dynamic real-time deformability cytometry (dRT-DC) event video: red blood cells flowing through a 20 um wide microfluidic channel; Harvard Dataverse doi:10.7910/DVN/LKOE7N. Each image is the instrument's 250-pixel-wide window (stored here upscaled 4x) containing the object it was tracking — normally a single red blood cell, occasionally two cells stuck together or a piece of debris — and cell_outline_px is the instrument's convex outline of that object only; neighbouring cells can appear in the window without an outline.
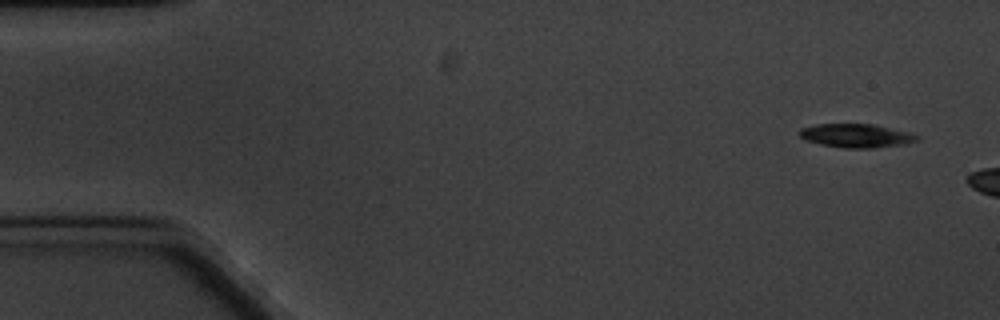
{"species": "common noctule bat (a hibernating species)", "species_latin": "Nyctalus noctula", "temperature_condition": "cold", "stored_images_in_passage": 3, "camera_frame_rate_fps": 3000, "um_per_image_px": 0.085, "animal": {"sex": "male", "body_mass_g": 20.1, "forearm_length_mm": 53.5}, "frame": {"image": 1, "passage_image": 1, "time_ms": 0.0, "image_size_px": [1000, 320], "cell_outline_px": [[920, 140], [900, 144], [872, 148], [844, 148], [820, 144], [804, 140], [796, 132], [800, 128], [816, 124], [872, 124], [920, 136]], "centroid_in_image_um": [72.67, 11.53], "position_along_channel_um": 12.3, "area_um2": 16.01}}